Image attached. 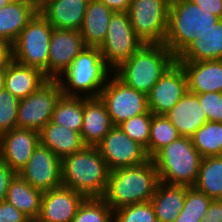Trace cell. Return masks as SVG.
Masks as SVG:
<instances>
[{
    "label": "cell",
    "instance_id": "cell-33",
    "mask_svg": "<svg viewBox=\"0 0 222 222\" xmlns=\"http://www.w3.org/2000/svg\"><path fill=\"white\" fill-rule=\"evenodd\" d=\"M72 222H114V210L102 197H86Z\"/></svg>",
    "mask_w": 222,
    "mask_h": 222
},
{
    "label": "cell",
    "instance_id": "cell-3",
    "mask_svg": "<svg viewBox=\"0 0 222 222\" xmlns=\"http://www.w3.org/2000/svg\"><path fill=\"white\" fill-rule=\"evenodd\" d=\"M175 62L176 57L164 44H143L112 73L127 86L147 95Z\"/></svg>",
    "mask_w": 222,
    "mask_h": 222
},
{
    "label": "cell",
    "instance_id": "cell-25",
    "mask_svg": "<svg viewBox=\"0 0 222 222\" xmlns=\"http://www.w3.org/2000/svg\"><path fill=\"white\" fill-rule=\"evenodd\" d=\"M113 11L98 0L88 1L80 34L86 47H100L108 32Z\"/></svg>",
    "mask_w": 222,
    "mask_h": 222
},
{
    "label": "cell",
    "instance_id": "cell-4",
    "mask_svg": "<svg viewBox=\"0 0 222 222\" xmlns=\"http://www.w3.org/2000/svg\"><path fill=\"white\" fill-rule=\"evenodd\" d=\"M112 72L98 47H85L57 80L64 96L95 98Z\"/></svg>",
    "mask_w": 222,
    "mask_h": 222
},
{
    "label": "cell",
    "instance_id": "cell-12",
    "mask_svg": "<svg viewBox=\"0 0 222 222\" xmlns=\"http://www.w3.org/2000/svg\"><path fill=\"white\" fill-rule=\"evenodd\" d=\"M96 147L110 171L142 164L150 159L146 149L119 126H113Z\"/></svg>",
    "mask_w": 222,
    "mask_h": 222
},
{
    "label": "cell",
    "instance_id": "cell-21",
    "mask_svg": "<svg viewBox=\"0 0 222 222\" xmlns=\"http://www.w3.org/2000/svg\"><path fill=\"white\" fill-rule=\"evenodd\" d=\"M165 116L175 126L180 136L190 138L208 121L198 96L188 91Z\"/></svg>",
    "mask_w": 222,
    "mask_h": 222
},
{
    "label": "cell",
    "instance_id": "cell-36",
    "mask_svg": "<svg viewBox=\"0 0 222 222\" xmlns=\"http://www.w3.org/2000/svg\"><path fill=\"white\" fill-rule=\"evenodd\" d=\"M20 99L4 88L0 90V135L17 127V110Z\"/></svg>",
    "mask_w": 222,
    "mask_h": 222
},
{
    "label": "cell",
    "instance_id": "cell-26",
    "mask_svg": "<svg viewBox=\"0 0 222 222\" xmlns=\"http://www.w3.org/2000/svg\"><path fill=\"white\" fill-rule=\"evenodd\" d=\"M188 187L159 181L150 200L158 222H175L183 209Z\"/></svg>",
    "mask_w": 222,
    "mask_h": 222
},
{
    "label": "cell",
    "instance_id": "cell-13",
    "mask_svg": "<svg viewBox=\"0 0 222 222\" xmlns=\"http://www.w3.org/2000/svg\"><path fill=\"white\" fill-rule=\"evenodd\" d=\"M32 187L43 192L62 185L61 159L40 143L18 173Z\"/></svg>",
    "mask_w": 222,
    "mask_h": 222
},
{
    "label": "cell",
    "instance_id": "cell-29",
    "mask_svg": "<svg viewBox=\"0 0 222 222\" xmlns=\"http://www.w3.org/2000/svg\"><path fill=\"white\" fill-rule=\"evenodd\" d=\"M193 187L212 200L222 199V156L201 159L197 180Z\"/></svg>",
    "mask_w": 222,
    "mask_h": 222
},
{
    "label": "cell",
    "instance_id": "cell-32",
    "mask_svg": "<svg viewBox=\"0 0 222 222\" xmlns=\"http://www.w3.org/2000/svg\"><path fill=\"white\" fill-rule=\"evenodd\" d=\"M180 134L165 115L152 114L148 157L151 159L160 149L178 139Z\"/></svg>",
    "mask_w": 222,
    "mask_h": 222
},
{
    "label": "cell",
    "instance_id": "cell-16",
    "mask_svg": "<svg viewBox=\"0 0 222 222\" xmlns=\"http://www.w3.org/2000/svg\"><path fill=\"white\" fill-rule=\"evenodd\" d=\"M39 143L38 131L16 127L0 135V159L19 173Z\"/></svg>",
    "mask_w": 222,
    "mask_h": 222
},
{
    "label": "cell",
    "instance_id": "cell-49",
    "mask_svg": "<svg viewBox=\"0 0 222 222\" xmlns=\"http://www.w3.org/2000/svg\"><path fill=\"white\" fill-rule=\"evenodd\" d=\"M38 4L42 1V0H35Z\"/></svg>",
    "mask_w": 222,
    "mask_h": 222
},
{
    "label": "cell",
    "instance_id": "cell-15",
    "mask_svg": "<svg viewBox=\"0 0 222 222\" xmlns=\"http://www.w3.org/2000/svg\"><path fill=\"white\" fill-rule=\"evenodd\" d=\"M85 47L80 31L53 28L49 46L48 79H57Z\"/></svg>",
    "mask_w": 222,
    "mask_h": 222
},
{
    "label": "cell",
    "instance_id": "cell-43",
    "mask_svg": "<svg viewBox=\"0 0 222 222\" xmlns=\"http://www.w3.org/2000/svg\"><path fill=\"white\" fill-rule=\"evenodd\" d=\"M12 60V45L0 40V68H4Z\"/></svg>",
    "mask_w": 222,
    "mask_h": 222
},
{
    "label": "cell",
    "instance_id": "cell-5",
    "mask_svg": "<svg viewBox=\"0 0 222 222\" xmlns=\"http://www.w3.org/2000/svg\"><path fill=\"white\" fill-rule=\"evenodd\" d=\"M219 20V17L189 0H171L164 45L177 58L199 33Z\"/></svg>",
    "mask_w": 222,
    "mask_h": 222
},
{
    "label": "cell",
    "instance_id": "cell-45",
    "mask_svg": "<svg viewBox=\"0 0 222 222\" xmlns=\"http://www.w3.org/2000/svg\"><path fill=\"white\" fill-rule=\"evenodd\" d=\"M202 219L199 217L183 216L180 215L176 218L175 222H201Z\"/></svg>",
    "mask_w": 222,
    "mask_h": 222
},
{
    "label": "cell",
    "instance_id": "cell-27",
    "mask_svg": "<svg viewBox=\"0 0 222 222\" xmlns=\"http://www.w3.org/2000/svg\"><path fill=\"white\" fill-rule=\"evenodd\" d=\"M40 144L48 147L61 160L81 150L85 145L80 132L49 121L39 131Z\"/></svg>",
    "mask_w": 222,
    "mask_h": 222
},
{
    "label": "cell",
    "instance_id": "cell-18",
    "mask_svg": "<svg viewBox=\"0 0 222 222\" xmlns=\"http://www.w3.org/2000/svg\"><path fill=\"white\" fill-rule=\"evenodd\" d=\"M87 4V0H42L38 11L53 28L80 31Z\"/></svg>",
    "mask_w": 222,
    "mask_h": 222
},
{
    "label": "cell",
    "instance_id": "cell-46",
    "mask_svg": "<svg viewBox=\"0 0 222 222\" xmlns=\"http://www.w3.org/2000/svg\"><path fill=\"white\" fill-rule=\"evenodd\" d=\"M14 1H35V0H0V8L4 7L8 3L14 2Z\"/></svg>",
    "mask_w": 222,
    "mask_h": 222
},
{
    "label": "cell",
    "instance_id": "cell-35",
    "mask_svg": "<svg viewBox=\"0 0 222 222\" xmlns=\"http://www.w3.org/2000/svg\"><path fill=\"white\" fill-rule=\"evenodd\" d=\"M114 222H158L151 201L114 210Z\"/></svg>",
    "mask_w": 222,
    "mask_h": 222
},
{
    "label": "cell",
    "instance_id": "cell-42",
    "mask_svg": "<svg viewBox=\"0 0 222 222\" xmlns=\"http://www.w3.org/2000/svg\"><path fill=\"white\" fill-rule=\"evenodd\" d=\"M205 11L222 19V0H189Z\"/></svg>",
    "mask_w": 222,
    "mask_h": 222
},
{
    "label": "cell",
    "instance_id": "cell-6",
    "mask_svg": "<svg viewBox=\"0 0 222 222\" xmlns=\"http://www.w3.org/2000/svg\"><path fill=\"white\" fill-rule=\"evenodd\" d=\"M151 159L159 181L191 187L197 180L202 157L190 137L180 136L160 149Z\"/></svg>",
    "mask_w": 222,
    "mask_h": 222
},
{
    "label": "cell",
    "instance_id": "cell-17",
    "mask_svg": "<svg viewBox=\"0 0 222 222\" xmlns=\"http://www.w3.org/2000/svg\"><path fill=\"white\" fill-rule=\"evenodd\" d=\"M86 197L61 185L43 192L39 218L47 222H72Z\"/></svg>",
    "mask_w": 222,
    "mask_h": 222
},
{
    "label": "cell",
    "instance_id": "cell-48",
    "mask_svg": "<svg viewBox=\"0 0 222 222\" xmlns=\"http://www.w3.org/2000/svg\"><path fill=\"white\" fill-rule=\"evenodd\" d=\"M28 222H47V221H44L39 217H35V218H29Z\"/></svg>",
    "mask_w": 222,
    "mask_h": 222
},
{
    "label": "cell",
    "instance_id": "cell-19",
    "mask_svg": "<svg viewBox=\"0 0 222 222\" xmlns=\"http://www.w3.org/2000/svg\"><path fill=\"white\" fill-rule=\"evenodd\" d=\"M176 62L186 73L188 92L193 94L222 93V59Z\"/></svg>",
    "mask_w": 222,
    "mask_h": 222
},
{
    "label": "cell",
    "instance_id": "cell-39",
    "mask_svg": "<svg viewBox=\"0 0 222 222\" xmlns=\"http://www.w3.org/2000/svg\"><path fill=\"white\" fill-rule=\"evenodd\" d=\"M29 217L6 200L0 202V222H28Z\"/></svg>",
    "mask_w": 222,
    "mask_h": 222
},
{
    "label": "cell",
    "instance_id": "cell-11",
    "mask_svg": "<svg viewBox=\"0 0 222 222\" xmlns=\"http://www.w3.org/2000/svg\"><path fill=\"white\" fill-rule=\"evenodd\" d=\"M99 97L105 103L114 126L148 111L147 95L127 86L113 73Z\"/></svg>",
    "mask_w": 222,
    "mask_h": 222
},
{
    "label": "cell",
    "instance_id": "cell-44",
    "mask_svg": "<svg viewBox=\"0 0 222 222\" xmlns=\"http://www.w3.org/2000/svg\"><path fill=\"white\" fill-rule=\"evenodd\" d=\"M104 3L113 12H128L131 0H98Z\"/></svg>",
    "mask_w": 222,
    "mask_h": 222
},
{
    "label": "cell",
    "instance_id": "cell-14",
    "mask_svg": "<svg viewBox=\"0 0 222 222\" xmlns=\"http://www.w3.org/2000/svg\"><path fill=\"white\" fill-rule=\"evenodd\" d=\"M188 91L187 76L182 66L175 62L147 94L148 110L165 115Z\"/></svg>",
    "mask_w": 222,
    "mask_h": 222
},
{
    "label": "cell",
    "instance_id": "cell-2",
    "mask_svg": "<svg viewBox=\"0 0 222 222\" xmlns=\"http://www.w3.org/2000/svg\"><path fill=\"white\" fill-rule=\"evenodd\" d=\"M62 185L85 197H103L110 169L96 146L81 150L61 160Z\"/></svg>",
    "mask_w": 222,
    "mask_h": 222
},
{
    "label": "cell",
    "instance_id": "cell-40",
    "mask_svg": "<svg viewBox=\"0 0 222 222\" xmlns=\"http://www.w3.org/2000/svg\"><path fill=\"white\" fill-rule=\"evenodd\" d=\"M17 173L0 159V202L6 200L11 180Z\"/></svg>",
    "mask_w": 222,
    "mask_h": 222
},
{
    "label": "cell",
    "instance_id": "cell-30",
    "mask_svg": "<svg viewBox=\"0 0 222 222\" xmlns=\"http://www.w3.org/2000/svg\"><path fill=\"white\" fill-rule=\"evenodd\" d=\"M52 121L71 130L81 132L83 125V97L62 95L55 105Z\"/></svg>",
    "mask_w": 222,
    "mask_h": 222
},
{
    "label": "cell",
    "instance_id": "cell-9",
    "mask_svg": "<svg viewBox=\"0 0 222 222\" xmlns=\"http://www.w3.org/2000/svg\"><path fill=\"white\" fill-rule=\"evenodd\" d=\"M63 95L57 79H48L34 93L20 99L17 128L40 131L52 120L55 105Z\"/></svg>",
    "mask_w": 222,
    "mask_h": 222
},
{
    "label": "cell",
    "instance_id": "cell-7",
    "mask_svg": "<svg viewBox=\"0 0 222 222\" xmlns=\"http://www.w3.org/2000/svg\"><path fill=\"white\" fill-rule=\"evenodd\" d=\"M53 26L38 11L12 45V59L40 69L48 78L49 46Z\"/></svg>",
    "mask_w": 222,
    "mask_h": 222
},
{
    "label": "cell",
    "instance_id": "cell-1",
    "mask_svg": "<svg viewBox=\"0 0 222 222\" xmlns=\"http://www.w3.org/2000/svg\"><path fill=\"white\" fill-rule=\"evenodd\" d=\"M159 183L157 169L152 161L111 170L108 186L102 197L116 210L125 205L149 202Z\"/></svg>",
    "mask_w": 222,
    "mask_h": 222
},
{
    "label": "cell",
    "instance_id": "cell-34",
    "mask_svg": "<svg viewBox=\"0 0 222 222\" xmlns=\"http://www.w3.org/2000/svg\"><path fill=\"white\" fill-rule=\"evenodd\" d=\"M152 122V112L136 115L123 121L118 126L133 140L142 145L148 155V142L150 137V126Z\"/></svg>",
    "mask_w": 222,
    "mask_h": 222
},
{
    "label": "cell",
    "instance_id": "cell-41",
    "mask_svg": "<svg viewBox=\"0 0 222 222\" xmlns=\"http://www.w3.org/2000/svg\"><path fill=\"white\" fill-rule=\"evenodd\" d=\"M201 222H222V199L212 200Z\"/></svg>",
    "mask_w": 222,
    "mask_h": 222
},
{
    "label": "cell",
    "instance_id": "cell-37",
    "mask_svg": "<svg viewBox=\"0 0 222 222\" xmlns=\"http://www.w3.org/2000/svg\"><path fill=\"white\" fill-rule=\"evenodd\" d=\"M212 199L193 186L188 187L183 209L180 215L204 219Z\"/></svg>",
    "mask_w": 222,
    "mask_h": 222
},
{
    "label": "cell",
    "instance_id": "cell-23",
    "mask_svg": "<svg viewBox=\"0 0 222 222\" xmlns=\"http://www.w3.org/2000/svg\"><path fill=\"white\" fill-rule=\"evenodd\" d=\"M37 12L36 1H14L0 8V40L13 45Z\"/></svg>",
    "mask_w": 222,
    "mask_h": 222
},
{
    "label": "cell",
    "instance_id": "cell-31",
    "mask_svg": "<svg viewBox=\"0 0 222 222\" xmlns=\"http://www.w3.org/2000/svg\"><path fill=\"white\" fill-rule=\"evenodd\" d=\"M191 139L202 158L222 156V123L207 121Z\"/></svg>",
    "mask_w": 222,
    "mask_h": 222
},
{
    "label": "cell",
    "instance_id": "cell-38",
    "mask_svg": "<svg viewBox=\"0 0 222 222\" xmlns=\"http://www.w3.org/2000/svg\"><path fill=\"white\" fill-rule=\"evenodd\" d=\"M196 95L205 110L207 120L222 123V93L206 92Z\"/></svg>",
    "mask_w": 222,
    "mask_h": 222
},
{
    "label": "cell",
    "instance_id": "cell-24",
    "mask_svg": "<svg viewBox=\"0 0 222 222\" xmlns=\"http://www.w3.org/2000/svg\"><path fill=\"white\" fill-rule=\"evenodd\" d=\"M222 59V19L206 29L190 43L176 61H204Z\"/></svg>",
    "mask_w": 222,
    "mask_h": 222
},
{
    "label": "cell",
    "instance_id": "cell-8",
    "mask_svg": "<svg viewBox=\"0 0 222 222\" xmlns=\"http://www.w3.org/2000/svg\"><path fill=\"white\" fill-rule=\"evenodd\" d=\"M171 0H131L128 15L143 44H164Z\"/></svg>",
    "mask_w": 222,
    "mask_h": 222
},
{
    "label": "cell",
    "instance_id": "cell-22",
    "mask_svg": "<svg viewBox=\"0 0 222 222\" xmlns=\"http://www.w3.org/2000/svg\"><path fill=\"white\" fill-rule=\"evenodd\" d=\"M47 80L40 69L23 65L13 59L4 67V89L18 99L28 97Z\"/></svg>",
    "mask_w": 222,
    "mask_h": 222
},
{
    "label": "cell",
    "instance_id": "cell-20",
    "mask_svg": "<svg viewBox=\"0 0 222 222\" xmlns=\"http://www.w3.org/2000/svg\"><path fill=\"white\" fill-rule=\"evenodd\" d=\"M105 103L100 97H83L81 139L85 146H97L113 127Z\"/></svg>",
    "mask_w": 222,
    "mask_h": 222
},
{
    "label": "cell",
    "instance_id": "cell-28",
    "mask_svg": "<svg viewBox=\"0 0 222 222\" xmlns=\"http://www.w3.org/2000/svg\"><path fill=\"white\" fill-rule=\"evenodd\" d=\"M43 191L32 187L18 173L11 180L6 201L29 218L39 217Z\"/></svg>",
    "mask_w": 222,
    "mask_h": 222
},
{
    "label": "cell",
    "instance_id": "cell-10",
    "mask_svg": "<svg viewBox=\"0 0 222 222\" xmlns=\"http://www.w3.org/2000/svg\"><path fill=\"white\" fill-rule=\"evenodd\" d=\"M143 42L136 36L128 12H114L106 39L99 47L106 65L113 71L128 60Z\"/></svg>",
    "mask_w": 222,
    "mask_h": 222
},
{
    "label": "cell",
    "instance_id": "cell-47",
    "mask_svg": "<svg viewBox=\"0 0 222 222\" xmlns=\"http://www.w3.org/2000/svg\"><path fill=\"white\" fill-rule=\"evenodd\" d=\"M3 82H4V68H0V90L4 88Z\"/></svg>",
    "mask_w": 222,
    "mask_h": 222
}]
</instances>
